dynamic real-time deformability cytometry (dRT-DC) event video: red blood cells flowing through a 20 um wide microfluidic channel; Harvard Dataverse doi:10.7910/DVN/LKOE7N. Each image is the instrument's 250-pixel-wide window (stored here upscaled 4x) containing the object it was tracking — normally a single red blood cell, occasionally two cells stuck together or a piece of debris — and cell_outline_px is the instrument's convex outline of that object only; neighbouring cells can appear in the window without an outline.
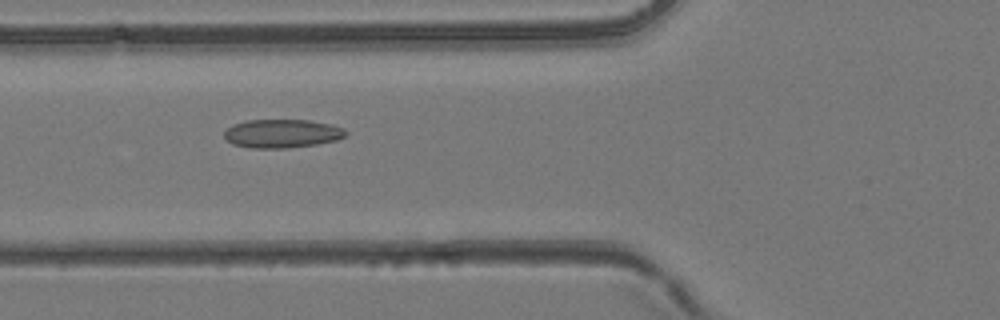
{"species": "common noctule bat (a hibernating species)", "species_latin": "Nyctalus noctula", "temperature_condition": "room temperature", "stored_images_in_passage": 34, "camera_frame_rate_fps": 3000, "um_per_image_px": 0.085, "animal": {"sex": "female", "body_mass_g": 24.6, "forearm_length_mm": 56.2}, "frame": {"image": 1, "passage_image": 7, "time_ms": 2.0, "image_size_px": [1000, 320], "cell_outline_px": [[348, 136], [336, 140], [316, 144], [288, 148], [248, 148], [232, 144], [224, 136], [224, 132], [232, 124], [244, 120], [308, 120], [332, 124], [344, 128], [348, 132]], "centroid_in_image_um": [23.99, 11.35], "position_along_channel_um": 101.8, "area_um2": 20.46}}
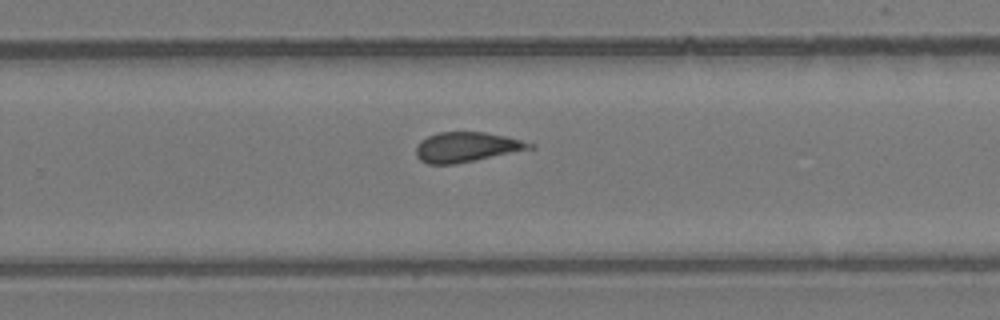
{"frame": {"image": 2, "passage_image": 19, "time_ms": 6.0, "image_size_px": [1000, 320], "cell_outline_px": [[536, 148], [456, 164], [428, 164], [420, 160], [416, 156], [416, 144], [420, 140], [428, 136], [440, 132], [484, 132], [508, 136], [536, 144]], "centroid_in_image_um": [39.69, 12.5], "position_along_channel_um": 290.1, "area_um2": 20.06}}
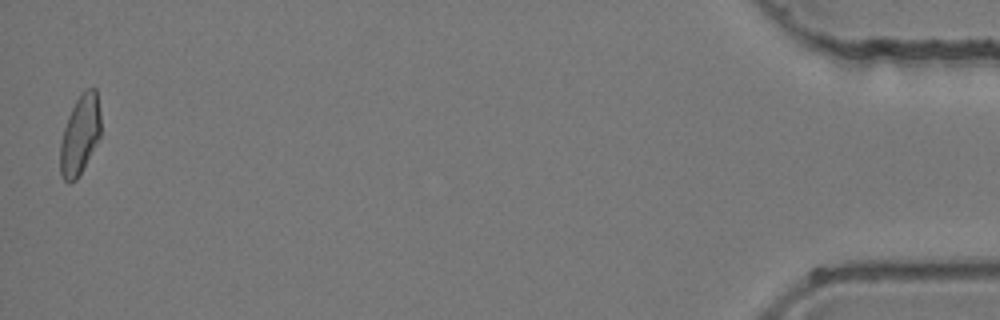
{"frame": {"image": 3, "passage_image": 34, "time_ms": 11.0, "image_size_px": [1000, 320], "cell_outline_px": [[100, 136], [96, 144], [76, 180], [68, 184], [64, 180], [60, 172], [60, 140], [68, 116], [76, 100], [88, 88], [96, 88], [100, 112]], "centroid_in_image_um": [6.78, 11.48], "position_along_channel_um": 428.4, "area_um2": 18.55}}